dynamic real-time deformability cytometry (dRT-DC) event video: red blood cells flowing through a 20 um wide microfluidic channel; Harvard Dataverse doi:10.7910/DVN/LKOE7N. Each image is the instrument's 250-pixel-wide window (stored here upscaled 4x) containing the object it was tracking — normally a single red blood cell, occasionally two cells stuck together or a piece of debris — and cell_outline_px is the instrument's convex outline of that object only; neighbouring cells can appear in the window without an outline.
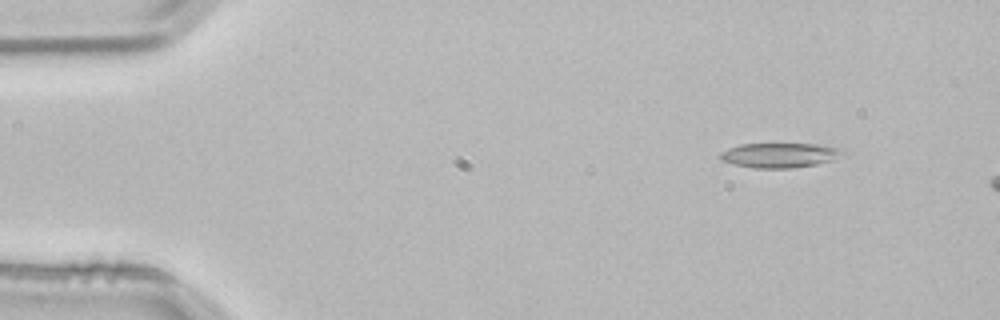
{"species": "common noctule bat (a hibernating species)", "species_latin": "Nyctalus noctula", "temperature_condition": "room temperature", "stored_images_in_passage": 3, "camera_frame_rate_fps": 3000, "um_per_image_px": 0.085, "animal": {"sex": "male", "body_mass_g": 21.5, "forearm_length_mm": 52.0}, "frame": {"image": 1, "passage_image": 2, "time_ms": 0.333, "image_size_px": [1000, 320], "cell_outline_px": [[840, 152], [832, 160], [816, 164], [792, 168], [752, 168], [732, 164], [720, 160], [720, 152], [728, 148], [740, 144], [820, 144], [840, 148]], "centroid_in_image_um": [66.17, 13.19], "position_along_channel_um": 18.8, "area_um2": 17.46}}